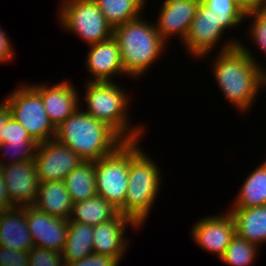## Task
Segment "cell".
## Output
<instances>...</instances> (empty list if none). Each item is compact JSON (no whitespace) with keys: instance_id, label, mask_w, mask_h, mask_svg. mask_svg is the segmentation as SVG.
Instances as JSON below:
<instances>
[{"instance_id":"obj_8","label":"cell","mask_w":266,"mask_h":266,"mask_svg":"<svg viewBox=\"0 0 266 266\" xmlns=\"http://www.w3.org/2000/svg\"><path fill=\"white\" fill-rule=\"evenodd\" d=\"M11 116L37 143L54 139L56 128L49 121L41 95L29 84H21L6 97Z\"/></svg>"},{"instance_id":"obj_32","label":"cell","mask_w":266,"mask_h":266,"mask_svg":"<svg viewBox=\"0 0 266 266\" xmlns=\"http://www.w3.org/2000/svg\"><path fill=\"white\" fill-rule=\"evenodd\" d=\"M120 261L109 255L91 253L90 255L73 262H66L64 266H118Z\"/></svg>"},{"instance_id":"obj_16","label":"cell","mask_w":266,"mask_h":266,"mask_svg":"<svg viewBox=\"0 0 266 266\" xmlns=\"http://www.w3.org/2000/svg\"><path fill=\"white\" fill-rule=\"evenodd\" d=\"M129 225L135 230L140 229L132 219L121 213L110 221L95 225L92 236L93 253L109 255L121 261L130 243L125 237Z\"/></svg>"},{"instance_id":"obj_35","label":"cell","mask_w":266,"mask_h":266,"mask_svg":"<svg viewBox=\"0 0 266 266\" xmlns=\"http://www.w3.org/2000/svg\"><path fill=\"white\" fill-rule=\"evenodd\" d=\"M2 101L0 103V146L3 144L2 136L5 132V126L7 125L8 120L12 117L7 101L5 99Z\"/></svg>"},{"instance_id":"obj_12","label":"cell","mask_w":266,"mask_h":266,"mask_svg":"<svg viewBox=\"0 0 266 266\" xmlns=\"http://www.w3.org/2000/svg\"><path fill=\"white\" fill-rule=\"evenodd\" d=\"M11 207L33 206L39 180L34 160L0 166Z\"/></svg>"},{"instance_id":"obj_28","label":"cell","mask_w":266,"mask_h":266,"mask_svg":"<svg viewBox=\"0 0 266 266\" xmlns=\"http://www.w3.org/2000/svg\"><path fill=\"white\" fill-rule=\"evenodd\" d=\"M252 18L249 27L251 41L266 54V13L263 10L246 13L245 19ZM266 57V55H265Z\"/></svg>"},{"instance_id":"obj_24","label":"cell","mask_w":266,"mask_h":266,"mask_svg":"<svg viewBox=\"0 0 266 266\" xmlns=\"http://www.w3.org/2000/svg\"><path fill=\"white\" fill-rule=\"evenodd\" d=\"M94 226L68 222V233L62 251L63 262L80 260L93 253Z\"/></svg>"},{"instance_id":"obj_15","label":"cell","mask_w":266,"mask_h":266,"mask_svg":"<svg viewBox=\"0 0 266 266\" xmlns=\"http://www.w3.org/2000/svg\"><path fill=\"white\" fill-rule=\"evenodd\" d=\"M40 95L49 121L56 128L80 108L79 92L69 81L51 84H30Z\"/></svg>"},{"instance_id":"obj_23","label":"cell","mask_w":266,"mask_h":266,"mask_svg":"<svg viewBox=\"0 0 266 266\" xmlns=\"http://www.w3.org/2000/svg\"><path fill=\"white\" fill-rule=\"evenodd\" d=\"M73 203L82 202L97 195L95 161H83L64 179Z\"/></svg>"},{"instance_id":"obj_1","label":"cell","mask_w":266,"mask_h":266,"mask_svg":"<svg viewBox=\"0 0 266 266\" xmlns=\"http://www.w3.org/2000/svg\"><path fill=\"white\" fill-rule=\"evenodd\" d=\"M216 54L212 73L217 87L237 111H248L254 106L260 90L266 89V68L256 62L255 55L240 39L223 43Z\"/></svg>"},{"instance_id":"obj_31","label":"cell","mask_w":266,"mask_h":266,"mask_svg":"<svg viewBox=\"0 0 266 266\" xmlns=\"http://www.w3.org/2000/svg\"><path fill=\"white\" fill-rule=\"evenodd\" d=\"M201 2L218 16L246 15L234 0H202Z\"/></svg>"},{"instance_id":"obj_21","label":"cell","mask_w":266,"mask_h":266,"mask_svg":"<svg viewBox=\"0 0 266 266\" xmlns=\"http://www.w3.org/2000/svg\"><path fill=\"white\" fill-rule=\"evenodd\" d=\"M118 214V209L101 196L96 195L82 202L73 203V209L68 222L95 226L112 220Z\"/></svg>"},{"instance_id":"obj_3","label":"cell","mask_w":266,"mask_h":266,"mask_svg":"<svg viewBox=\"0 0 266 266\" xmlns=\"http://www.w3.org/2000/svg\"><path fill=\"white\" fill-rule=\"evenodd\" d=\"M139 141H130L128 188L124 205L118 211L141 228L162 188V173L153 158L140 148Z\"/></svg>"},{"instance_id":"obj_36","label":"cell","mask_w":266,"mask_h":266,"mask_svg":"<svg viewBox=\"0 0 266 266\" xmlns=\"http://www.w3.org/2000/svg\"><path fill=\"white\" fill-rule=\"evenodd\" d=\"M239 8L246 14L262 10L264 0H234Z\"/></svg>"},{"instance_id":"obj_20","label":"cell","mask_w":266,"mask_h":266,"mask_svg":"<svg viewBox=\"0 0 266 266\" xmlns=\"http://www.w3.org/2000/svg\"><path fill=\"white\" fill-rule=\"evenodd\" d=\"M236 223V233L257 246L266 243V205L229 208Z\"/></svg>"},{"instance_id":"obj_7","label":"cell","mask_w":266,"mask_h":266,"mask_svg":"<svg viewBox=\"0 0 266 266\" xmlns=\"http://www.w3.org/2000/svg\"><path fill=\"white\" fill-rule=\"evenodd\" d=\"M244 19L245 15L218 16L200 2L182 45L186 52L196 59L208 57L210 52L216 50V45L221 42L225 30L240 26Z\"/></svg>"},{"instance_id":"obj_4","label":"cell","mask_w":266,"mask_h":266,"mask_svg":"<svg viewBox=\"0 0 266 266\" xmlns=\"http://www.w3.org/2000/svg\"><path fill=\"white\" fill-rule=\"evenodd\" d=\"M84 90L83 99L87 105L84 112L108 125L124 141L141 140L145 126L130 124L131 99L126 89L115 81H87Z\"/></svg>"},{"instance_id":"obj_37","label":"cell","mask_w":266,"mask_h":266,"mask_svg":"<svg viewBox=\"0 0 266 266\" xmlns=\"http://www.w3.org/2000/svg\"><path fill=\"white\" fill-rule=\"evenodd\" d=\"M11 208V203L7 195L5 181L0 170V211Z\"/></svg>"},{"instance_id":"obj_27","label":"cell","mask_w":266,"mask_h":266,"mask_svg":"<svg viewBox=\"0 0 266 266\" xmlns=\"http://www.w3.org/2000/svg\"><path fill=\"white\" fill-rule=\"evenodd\" d=\"M37 148V142L3 143L0 146V157H3L0 158V166L17 164L18 162L33 160L36 155ZM3 153L4 156H7L6 158H8L7 162H5L4 160L5 158L3 156Z\"/></svg>"},{"instance_id":"obj_38","label":"cell","mask_w":266,"mask_h":266,"mask_svg":"<svg viewBox=\"0 0 266 266\" xmlns=\"http://www.w3.org/2000/svg\"><path fill=\"white\" fill-rule=\"evenodd\" d=\"M262 10L266 13V0H264V5H263Z\"/></svg>"},{"instance_id":"obj_11","label":"cell","mask_w":266,"mask_h":266,"mask_svg":"<svg viewBox=\"0 0 266 266\" xmlns=\"http://www.w3.org/2000/svg\"><path fill=\"white\" fill-rule=\"evenodd\" d=\"M191 239L208 253L221 258L236 233V223L229 210L223 214L199 219L192 226Z\"/></svg>"},{"instance_id":"obj_25","label":"cell","mask_w":266,"mask_h":266,"mask_svg":"<svg viewBox=\"0 0 266 266\" xmlns=\"http://www.w3.org/2000/svg\"><path fill=\"white\" fill-rule=\"evenodd\" d=\"M108 24L115 27L144 14L147 0H95Z\"/></svg>"},{"instance_id":"obj_18","label":"cell","mask_w":266,"mask_h":266,"mask_svg":"<svg viewBox=\"0 0 266 266\" xmlns=\"http://www.w3.org/2000/svg\"><path fill=\"white\" fill-rule=\"evenodd\" d=\"M0 246L15 251H30L34 247L26 222V207L0 211Z\"/></svg>"},{"instance_id":"obj_14","label":"cell","mask_w":266,"mask_h":266,"mask_svg":"<svg viewBox=\"0 0 266 266\" xmlns=\"http://www.w3.org/2000/svg\"><path fill=\"white\" fill-rule=\"evenodd\" d=\"M200 2V0H164L155 25L166 43L171 41L170 36L172 38L177 36L181 43L184 42Z\"/></svg>"},{"instance_id":"obj_29","label":"cell","mask_w":266,"mask_h":266,"mask_svg":"<svg viewBox=\"0 0 266 266\" xmlns=\"http://www.w3.org/2000/svg\"><path fill=\"white\" fill-rule=\"evenodd\" d=\"M28 266H64L62 252L34 246L28 251Z\"/></svg>"},{"instance_id":"obj_6","label":"cell","mask_w":266,"mask_h":266,"mask_svg":"<svg viewBox=\"0 0 266 266\" xmlns=\"http://www.w3.org/2000/svg\"><path fill=\"white\" fill-rule=\"evenodd\" d=\"M57 17L63 30L79 36L88 46L110 39L108 24L95 0H60Z\"/></svg>"},{"instance_id":"obj_33","label":"cell","mask_w":266,"mask_h":266,"mask_svg":"<svg viewBox=\"0 0 266 266\" xmlns=\"http://www.w3.org/2000/svg\"><path fill=\"white\" fill-rule=\"evenodd\" d=\"M0 266H28V251H15L0 246Z\"/></svg>"},{"instance_id":"obj_13","label":"cell","mask_w":266,"mask_h":266,"mask_svg":"<svg viewBox=\"0 0 266 266\" xmlns=\"http://www.w3.org/2000/svg\"><path fill=\"white\" fill-rule=\"evenodd\" d=\"M26 222L33 246L62 252L68 233V220L50 216L35 206L26 207Z\"/></svg>"},{"instance_id":"obj_19","label":"cell","mask_w":266,"mask_h":266,"mask_svg":"<svg viewBox=\"0 0 266 266\" xmlns=\"http://www.w3.org/2000/svg\"><path fill=\"white\" fill-rule=\"evenodd\" d=\"M33 206L50 216L68 220L73 202L64 181L39 182L37 199Z\"/></svg>"},{"instance_id":"obj_5","label":"cell","mask_w":266,"mask_h":266,"mask_svg":"<svg viewBox=\"0 0 266 266\" xmlns=\"http://www.w3.org/2000/svg\"><path fill=\"white\" fill-rule=\"evenodd\" d=\"M143 18L141 15L113 29L126 76L136 80L160 59L168 44L157 32L155 23Z\"/></svg>"},{"instance_id":"obj_17","label":"cell","mask_w":266,"mask_h":266,"mask_svg":"<svg viewBox=\"0 0 266 266\" xmlns=\"http://www.w3.org/2000/svg\"><path fill=\"white\" fill-rule=\"evenodd\" d=\"M85 60L90 79L87 81H114V76L126 75L120 57L119 44L110 39L89 46Z\"/></svg>"},{"instance_id":"obj_34","label":"cell","mask_w":266,"mask_h":266,"mask_svg":"<svg viewBox=\"0 0 266 266\" xmlns=\"http://www.w3.org/2000/svg\"><path fill=\"white\" fill-rule=\"evenodd\" d=\"M7 36L6 31L0 27V63L11 62L16 57L13 44Z\"/></svg>"},{"instance_id":"obj_30","label":"cell","mask_w":266,"mask_h":266,"mask_svg":"<svg viewBox=\"0 0 266 266\" xmlns=\"http://www.w3.org/2000/svg\"><path fill=\"white\" fill-rule=\"evenodd\" d=\"M3 143H22V142H36L25 128L17 122L13 117L8 120L5 126V132L2 136Z\"/></svg>"},{"instance_id":"obj_26","label":"cell","mask_w":266,"mask_h":266,"mask_svg":"<svg viewBox=\"0 0 266 266\" xmlns=\"http://www.w3.org/2000/svg\"><path fill=\"white\" fill-rule=\"evenodd\" d=\"M259 248L256 244L248 242L236 234L220 261L229 266H250L255 263Z\"/></svg>"},{"instance_id":"obj_2","label":"cell","mask_w":266,"mask_h":266,"mask_svg":"<svg viewBox=\"0 0 266 266\" xmlns=\"http://www.w3.org/2000/svg\"><path fill=\"white\" fill-rule=\"evenodd\" d=\"M55 139L83 161H97L125 142L108 125L84 112L82 106L56 127Z\"/></svg>"},{"instance_id":"obj_10","label":"cell","mask_w":266,"mask_h":266,"mask_svg":"<svg viewBox=\"0 0 266 266\" xmlns=\"http://www.w3.org/2000/svg\"><path fill=\"white\" fill-rule=\"evenodd\" d=\"M33 160L41 183L64 181L65 177L83 162L74 151L55 138L38 143Z\"/></svg>"},{"instance_id":"obj_9","label":"cell","mask_w":266,"mask_h":266,"mask_svg":"<svg viewBox=\"0 0 266 266\" xmlns=\"http://www.w3.org/2000/svg\"><path fill=\"white\" fill-rule=\"evenodd\" d=\"M129 165L130 141L95 161L96 193L118 210L124 205L127 193Z\"/></svg>"},{"instance_id":"obj_22","label":"cell","mask_w":266,"mask_h":266,"mask_svg":"<svg viewBox=\"0 0 266 266\" xmlns=\"http://www.w3.org/2000/svg\"><path fill=\"white\" fill-rule=\"evenodd\" d=\"M266 205V165L261 162L245 178L231 208H249Z\"/></svg>"}]
</instances>
